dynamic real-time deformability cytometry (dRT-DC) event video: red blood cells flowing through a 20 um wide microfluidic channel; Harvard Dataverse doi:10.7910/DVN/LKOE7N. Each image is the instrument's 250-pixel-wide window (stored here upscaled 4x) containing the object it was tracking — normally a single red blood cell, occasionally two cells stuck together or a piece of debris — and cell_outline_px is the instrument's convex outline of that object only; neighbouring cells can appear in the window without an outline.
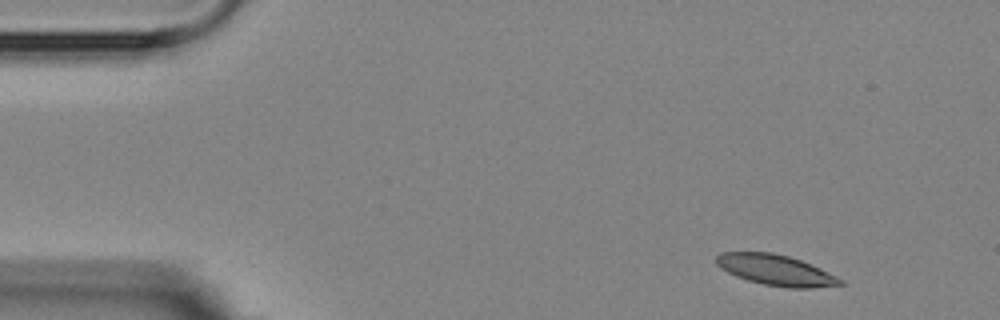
{"species": "Egyptian fruit bat (a non-hibernating species)", "species_latin": "Rousettus aegyptiacus", "temperature_condition": "room temperature", "stored_images_in_passage": 4, "camera_frame_rate_fps": 3000, "um_per_image_px": 0.085, "animal": {"sex": "female"}, "frame": {"image": 1, "passage_image": 1, "time_ms": 0.0, "image_size_px": [1000, 320], "cell_outline_px": [[844, 284], [812, 288], [788, 288], [764, 284], [748, 280], [736, 276], [720, 268], [716, 264], [716, 256], [720, 252], [772, 252], [788, 256], [800, 260], [820, 268], [844, 280]], "centroid_in_image_um": [65.93, 22.95], "position_along_channel_um": 19.1, "area_um2": 22.08}}
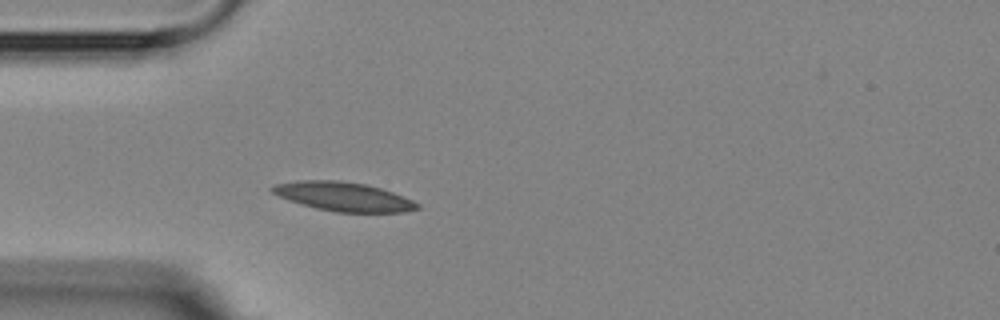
{"frame": {"image": 2, "passage_image": 4, "time_ms": 3.333, "image_size_px": [1000, 320], "cell_outline_px": [[420, 208], [404, 212], [336, 212], [316, 208], [300, 204], [288, 200], [272, 192], [268, 188], [276, 184], [300, 180], [340, 180], [368, 184], [392, 192], [412, 200], [420, 204]], "centroid_in_image_um": [29.19, 16.7], "position_along_channel_um": 55.8, "area_um2": 24.51}}